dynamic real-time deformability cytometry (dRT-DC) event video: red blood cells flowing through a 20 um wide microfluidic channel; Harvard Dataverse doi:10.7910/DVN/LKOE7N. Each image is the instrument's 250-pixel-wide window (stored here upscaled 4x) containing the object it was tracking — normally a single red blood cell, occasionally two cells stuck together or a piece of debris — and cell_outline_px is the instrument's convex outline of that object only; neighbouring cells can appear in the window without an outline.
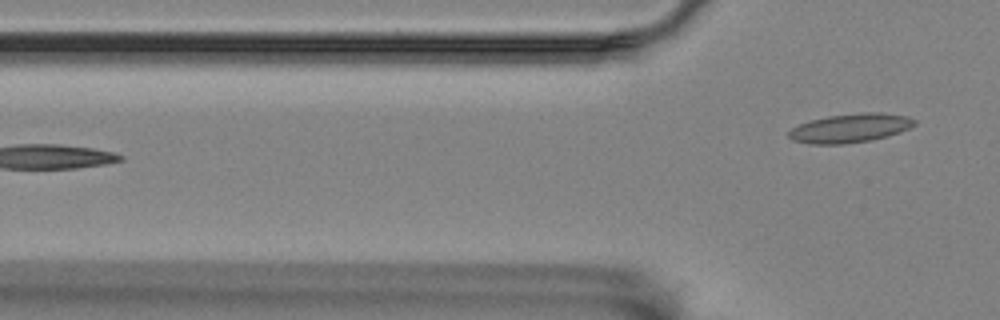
{"species": "Egyptian fruit bat (a non-hibernating species)", "species_latin": "Rousettus aegyptiacus", "temperature_condition": "room temperature", "stored_images_in_passage": 6, "camera_frame_rate_fps": 3000, "um_per_image_px": 0.085, "animal": {"sex": "female"}, "frame": {"image": 1, "passage_image": 6, "time_ms": 1.667, "image_size_px": [1000, 320], "cell_outline_px": [[916, 124], [900, 132], [888, 136], [872, 140], [844, 144], [808, 144], [792, 140], [788, 136], [788, 132], [792, 128], [800, 124], [812, 120], [828, 116], [864, 112], [884, 112], [908, 116], [916, 120]], "centroid_in_image_um": [72.29, 10.89], "position_along_channel_um": 53.5, "area_um2": 21.27}}